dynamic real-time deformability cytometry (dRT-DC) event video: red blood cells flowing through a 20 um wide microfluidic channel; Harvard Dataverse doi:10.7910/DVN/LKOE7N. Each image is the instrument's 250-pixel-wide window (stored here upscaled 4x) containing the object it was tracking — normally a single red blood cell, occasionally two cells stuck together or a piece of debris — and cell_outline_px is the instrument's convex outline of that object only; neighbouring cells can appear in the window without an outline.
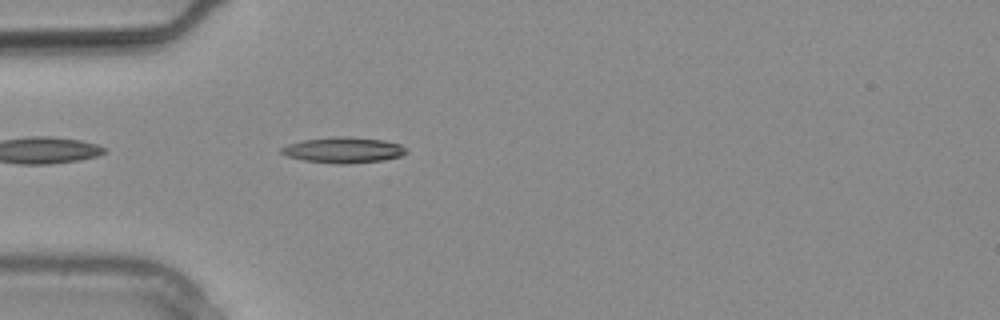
{"species": "common noctule bat (a hibernating species)", "species_latin": "Nyctalus noctula", "temperature_condition": "warm", "stored_images_in_passage": 4, "camera_frame_rate_fps": 3000, "um_per_image_px": 0.085, "animal": {"sex": "male", "body_mass_g": 20.4}, "frame": {"image": 1, "passage_image": 2, "time_ms": 0.333, "image_size_px": [1000, 320], "cell_outline_px": [[408, 152], [400, 156], [384, 160], [344, 164], [336, 164], [304, 160], [288, 156], [280, 152], [280, 148], [288, 144], [304, 140], [340, 136], [384, 140], [400, 144], [408, 148]], "centroid_in_image_um": [29.22, 12.76], "position_along_channel_um": 55.8, "area_um2": 18.61}}
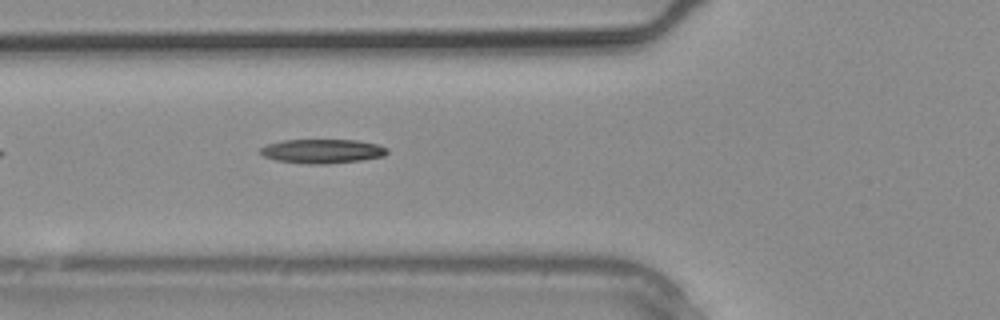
{"frame": {"image": 2, "passage_image": 4, "time_ms": 1.0, "image_size_px": [1000, 320], "cell_outline_px": [[388, 152], [384, 156], [360, 160], [324, 164], [308, 164], [276, 160], [264, 156], [260, 152], [260, 148], [268, 144], [284, 140], [356, 140], [376, 144], [388, 148]], "centroid_in_image_um": [27.4, 12.85], "position_along_channel_um": 98.4, "area_um2": 17.69}}